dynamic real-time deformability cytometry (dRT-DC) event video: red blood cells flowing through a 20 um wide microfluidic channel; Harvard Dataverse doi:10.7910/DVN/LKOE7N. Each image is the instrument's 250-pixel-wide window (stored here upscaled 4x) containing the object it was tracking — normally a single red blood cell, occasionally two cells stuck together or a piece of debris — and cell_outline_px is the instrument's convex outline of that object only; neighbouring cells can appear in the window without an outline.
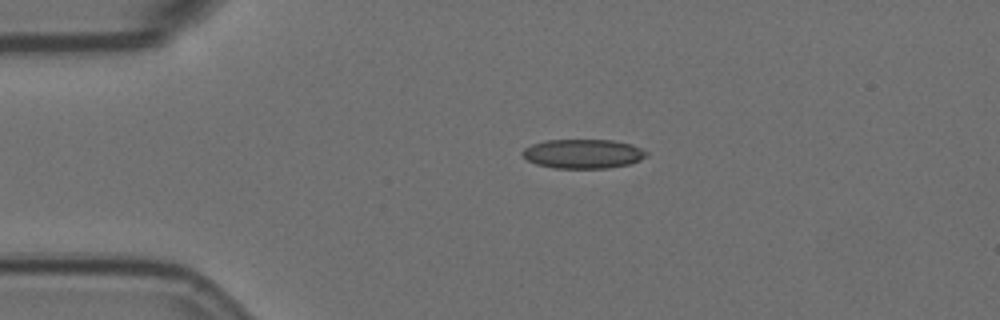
{"species": "Egyptian fruit bat (a non-hibernating species)", "species_latin": "Rousettus aegyptiacus", "temperature_condition": "room temperature", "stored_images_in_passage": 5, "camera_frame_rate_fps": 3000, "um_per_image_px": 0.085, "animal": {"sex": "female"}, "frame": {"image": 1, "passage_image": 1, "time_ms": 0.0, "image_size_px": [1000, 320], "cell_outline_px": [[648, 156], [632, 164], [608, 168], [552, 168], [536, 164], [528, 160], [520, 152], [524, 148], [532, 144], [544, 140], [612, 140], [632, 144], [648, 152]], "centroid_in_image_um": [49.58, 13.07], "position_along_channel_um": 35.4, "area_um2": 21.33}}